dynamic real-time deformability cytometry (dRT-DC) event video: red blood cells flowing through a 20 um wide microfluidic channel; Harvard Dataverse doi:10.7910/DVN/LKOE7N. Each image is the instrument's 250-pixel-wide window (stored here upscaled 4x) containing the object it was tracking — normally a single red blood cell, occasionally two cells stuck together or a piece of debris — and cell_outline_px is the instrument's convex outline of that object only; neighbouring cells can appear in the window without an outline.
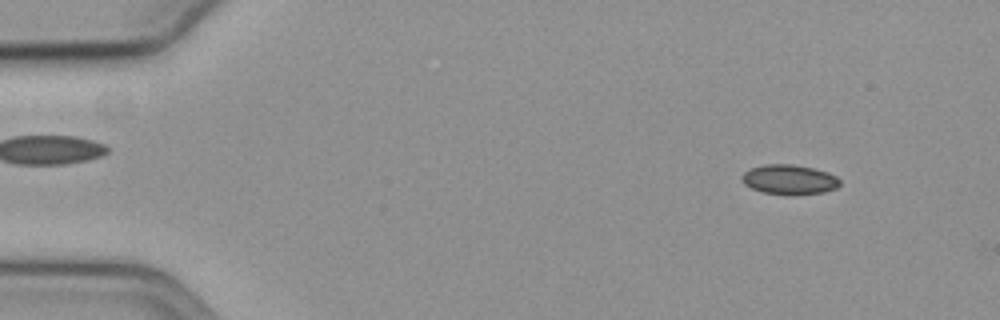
{"species": "common noctule bat (a hibernating species)", "species_latin": "Nyctalus noctula", "temperature_condition": "cold", "stored_images_in_passage": 17, "camera_frame_rate_fps": 3000, "um_per_image_px": 0.085, "animal": {"sex": "female", "body_mass_g": 19.3, "forearm_length_mm": 54.1}, "frame": {"image": 1, "passage_image": 6, "time_ms": 1.667, "image_size_px": [1000, 320], "cell_outline_px": [[840, 184], [836, 188], [824, 192], [792, 196], [788, 196], [764, 192], [752, 188], [744, 184], [740, 180], [740, 176], [744, 172], [752, 168], [764, 164], [792, 164], [812, 168], [828, 172], [836, 176], [840, 180]], "centroid_in_image_um": [67.08, 15.27], "position_along_channel_um": 17.9, "area_um2": 17.22}}
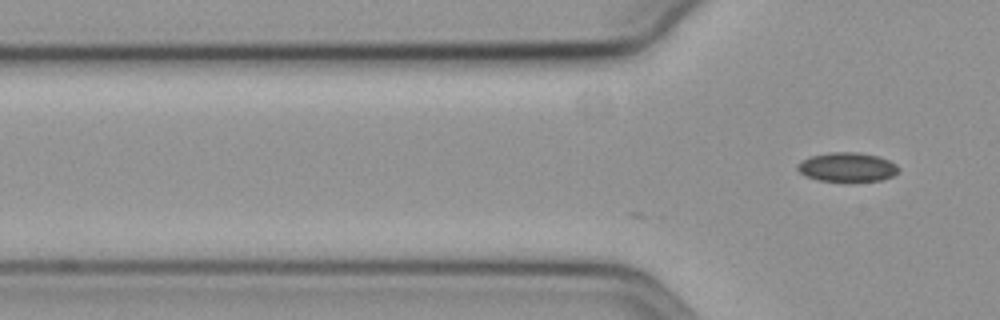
{"frame": {"image": 2, "passage_image": 17, "time_ms": 5.333, "image_size_px": [1000, 320], "cell_outline_px": [[900, 168], [892, 176], [880, 180], [852, 184], [848, 184], [820, 180], [808, 176], [800, 172], [796, 168], [796, 164], [812, 156], [828, 152], [856, 152], [876, 156], [888, 160], [896, 164]], "centroid_in_image_um": [72.02, 14.25], "position_along_channel_um": 53.8, "area_um2": 17.57}}